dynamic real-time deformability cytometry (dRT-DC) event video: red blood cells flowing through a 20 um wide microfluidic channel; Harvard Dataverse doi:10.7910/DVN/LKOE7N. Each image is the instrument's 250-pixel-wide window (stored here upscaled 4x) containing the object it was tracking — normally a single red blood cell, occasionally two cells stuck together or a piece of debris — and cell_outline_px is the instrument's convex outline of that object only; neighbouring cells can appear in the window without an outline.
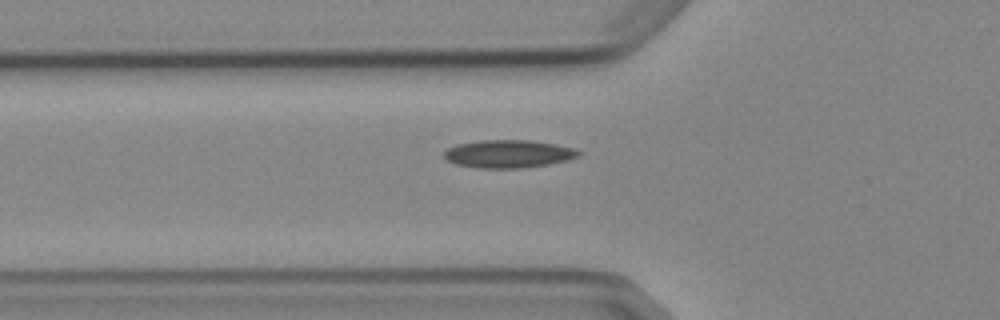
{"species": "Egyptian fruit bat (a non-hibernating species)", "species_latin": "Rousettus aegyptiacus", "temperature_condition": "cold", "stored_images_in_passage": 4, "camera_frame_rate_fps": 3000, "um_per_image_px": 0.085, "animal": {"sex": "female"}, "frame": {"image": 1, "passage_image": 4, "time_ms": 4.333, "image_size_px": [1000, 320], "cell_outline_px": [[584, 152], [580, 156], [548, 164], [524, 168], [476, 168], [456, 164], [448, 160], [444, 156], [444, 152], [448, 148], [456, 144], [480, 140], [532, 140], [556, 144], [576, 148]], "centroid_in_image_um": [43.25, 13.07], "position_along_channel_um": 82.6, "area_um2": 22.02}}